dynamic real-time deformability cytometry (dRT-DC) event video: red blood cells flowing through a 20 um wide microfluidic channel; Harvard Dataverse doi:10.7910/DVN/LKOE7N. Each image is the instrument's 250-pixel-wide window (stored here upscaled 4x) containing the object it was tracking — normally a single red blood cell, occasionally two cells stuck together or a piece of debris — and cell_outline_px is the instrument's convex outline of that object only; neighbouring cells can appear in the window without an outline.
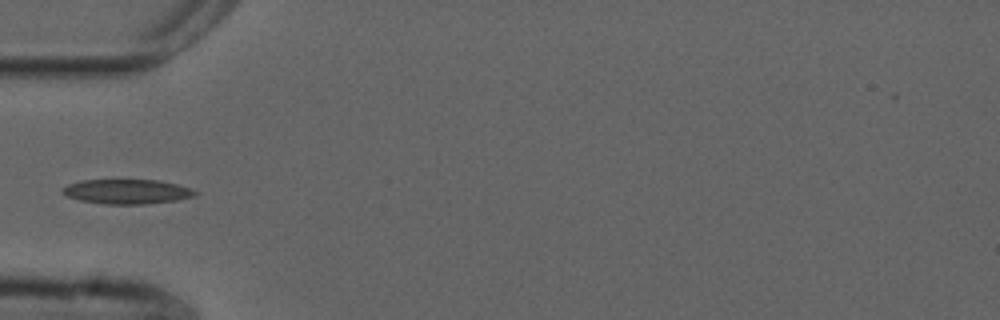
{"species": "common noctule bat (a hibernating species)", "species_latin": "Nyctalus noctula", "temperature_condition": "cold", "stored_images_in_passage": 4, "camera_frame_rate_fps": 3000, "um_per_image_px": 0.085, "animal": {"sex": "male", "forearm_length_mm": 52.5}, "frame": {"image": 1, "passage_image": 4, "time_ms": 1.0, "image_size_px": [1000, 320], "cell_outline_px": [[200, 192], [196, 196], [176, 200], [148, 204], [104, 204], [80, 200], [68, 196], [60, 192], [68, 184], [80, 180], [160, 180], [192, 188]], "centroid_in_image_um": [10.84, 16.28], "position_along_channel_um": 74.2, "area_um2": 19.13}}